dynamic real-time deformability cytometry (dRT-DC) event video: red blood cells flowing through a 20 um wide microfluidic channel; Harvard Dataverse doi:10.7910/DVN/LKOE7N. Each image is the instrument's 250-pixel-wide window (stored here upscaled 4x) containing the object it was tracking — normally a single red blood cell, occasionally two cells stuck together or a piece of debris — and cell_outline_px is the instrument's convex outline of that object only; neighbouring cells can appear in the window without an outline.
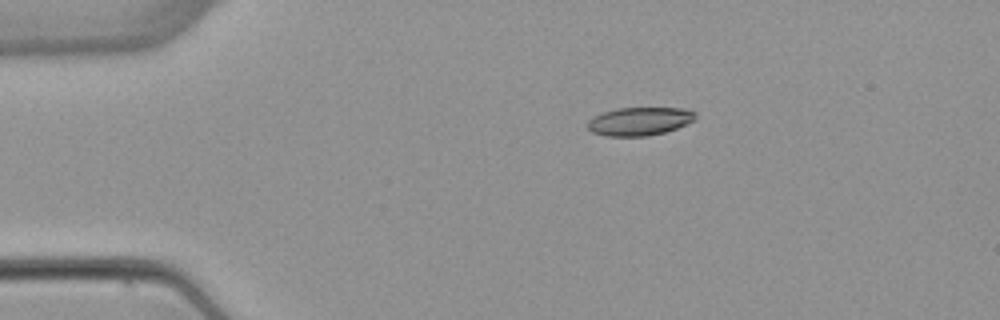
{"species": "common noctule bat (a hibernating species)", "species_latin": "Nyctalus noctula", "temperature_condition": "warm", "stored_images_in_passage": 3, "camera_frame_rate_fps": 3000, "um_per_image_px": 0.085, "animal": {"sex": "female", "body_mass_g": 22.7, "forearm_length_mm": 54.2}, "frame": {"image": 1, "passage_image": 1, "time_ms": 0.0, "image_size_px": [1000, 320], "cell_outline_px": [[696, 120], [676, 128], [664, 132], [644, 136], [604, 136], [592, 132], [588, 128], [588, 120], [592, 116], [616, 108], [684, 108], [696, 112]], "centroid_in_image_um": [54.36, 10.3], "position_along_channel_um": 30.6, "area_um2": 17.8}}
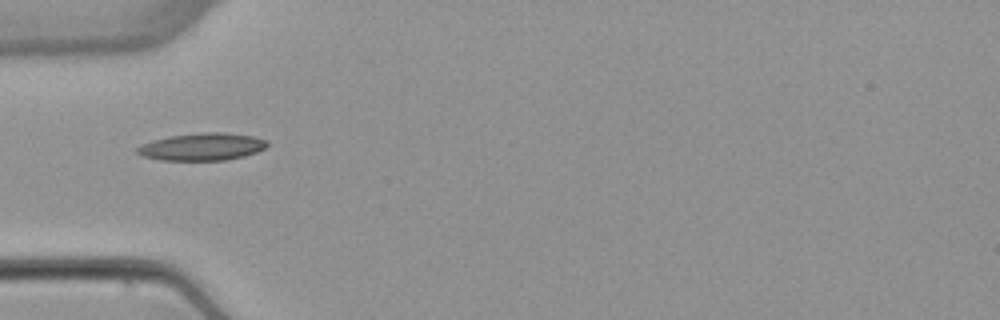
{"frame": {"image": 2, "passage_image": 3, "time_ms": 2.333, "image_size_px": [1000, 320], "cell_outline_px": [[268, 144], [264, 148], [256, 152], [244, 156], [228, 160], [160, 160], [144, 156], [136, 152], [136, 148], [140, 144], [152, 140], [172, 136], [200, 132], [224, 132], [252, 136], [268, 140]], "centroid_in_image_um": [17.18, 12.47], "position_along_channel_um": 67.8, "area_um2": 20.75}}